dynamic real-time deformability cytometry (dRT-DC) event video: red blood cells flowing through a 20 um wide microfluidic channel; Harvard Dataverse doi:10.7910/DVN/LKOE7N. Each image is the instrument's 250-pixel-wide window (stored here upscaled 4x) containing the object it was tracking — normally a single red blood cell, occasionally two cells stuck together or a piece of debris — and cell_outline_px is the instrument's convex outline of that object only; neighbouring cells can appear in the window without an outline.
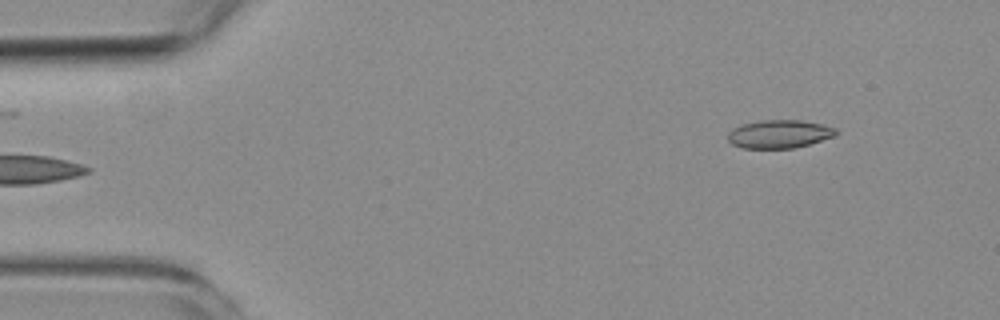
{"species": "common noctule bat (a hibernating species)", "species_latin": "Nyctalus noctula", "temperature_condition": "room temperature", "stored_images_in_passage": 5, "segment_of_instrument_passage": [2, 2], "camera_frame_rate_fps": 3000, "um_per_image_px": 0.085, "animal": {"sex": "female", "body_mass_g": 19.3, "forearm_length_mm": 54.1}, "frame": {"image": 1, "passage_image": 5, "time_ms": 4.667, "image_size_px": [1000, 320], "cell_outline_px": [[836, 136], [796, 148], [740, 148], [732, 144], [728, 140], [728, 132], [732, 128], [744, 124], [760, 120], [800, 120], [820, 124], [836, 128]], "centroid_in_image_um": [66.22, 11.4], "position_along_channel_um": 18.8, "area_um2": 17.8}}